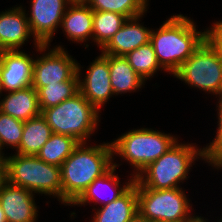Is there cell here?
I'll return each instance as SVG.
<instances>
[{
	"label": "cell",
	"instance_id": "6da1fadb",
	"mask_svg": "<svg viewBox=\"0 0 222 222\" xmlns=\"http://www.w3.org/2000/svg\"><path fill=\"white\" fill-rule=\"evenodd\" d=\"M86 144L79 143L61 165L62 204L65 206H71L96 178L113 166L111 142Z\"/></svg>",
	"mask_w": 222,
	"mask_h": 222
},
{
	"label": "cell",
	"instance_id": "7a4b0ae2",
	"mask_svg": "<svg viewBox=\"0 0 222 222\" xmlns=\"http://www.w3.org/2000/svg\"><path fill=\"white\" fill-rule=\"evenodd\" d=\"M196 27L193 20L177 14L151 31L150 43L165 72L173 75L207 38V29L200 32Z\"/></svg>",
	"mask_w": 222,
	"mask_h": 222
},
{
	"label": "cell",
	"instance_id": "3957f363",
	"mask_svg": "<svg viewBox=\"0 0 222 222\" xmlns=\"http://www.w3.org/2000/svg\"><path fill=\"white\" fill-rule=\"evenodd\" d=\"M178 142L135 177L137 188L155 190L180 188L178 184L187 179L194 161L197 158L205 160L203 148L198 149L192 143Z\"/></svg>",
	"mask_w": 222,
	"mask_h": 222
},
{
	"label": "cell",
	"instance_id": "277c9868",
	"mask_svg": "<svg viewBox=\"0 0 222 222\" xmlns=\"http://www.w3.org/2000/svg\"><path fill=\"white\" fill-rule=\"evenodd\" d=\"M5 180L32 193L58 198L62 203L61 167L48 164L34 155L6 156Z\"/></svg>",
	"mask_w": 222,
	"mask_h": 222
},
{
	"label": "cell",
	"instance_id": "5b68a950",
	"mask_svg": "<svg viewBox=\"0 0 222 222\" xmlns=\"http://www.w3.org/2000/svg\"><path fill=\"white\" fill-rule=\"evenodd\" d=\"M41 115L53 133L71 136L79 143H86L100 121L99 111L80 92L54 107L43 109Z\"/></svg>",
	"mask_w": 222,
	"mask_h": 222
},
{
	"label": "cell",
	"instance_id": "8992f818",
	"mask_svg": "<svg viewBox=\"0 0 222 222\" xmlns=\"http://www.w3.org/2000/svg\"><path fill=\"white\" fill-rule=\"evenodd\" d=\"M178 141V138L148 128L133 129L111 141L112 154H118L133 166L136 177L150 163L161 157ZM136 168V169H135Z\"/></svg>",
	"mask_w": 222,
	"mask_h": 222
},
{
	"label": "cell",
	"instance_id": "52a82bcc",
	"mask_svg": "<svg viewBox=\"0 0 222 222\" xmlns=\"http://www.w3.org/2000/svg\"><path fill=\"white\" fill-rule=\"evenodd\" d=\"M174 77L194 88L222 98V58L206 38L174 73Z\"/></svg>",
	"mask_w": 222,
	"mask_h": 222
},
{
	"label": "cell",
	"instance_id": "ba28073f",
	"mask_svg": "<svg viewBox=\"0 0 222 222\" xmlns=\"http://www.w3.org/2000/svg\"><path fill=\"white\" fill-rule=\"evenodd\" d=\"M184 193L181 187L137 188L138 213L150 222H193L199 216L191 215L192 205Z\"/></svg>",
	"mask_w": 222,
	"mask_h": 222
},
{
	"label": "cell",
	"instance_id": "9c48e42d",
	"mask_svg": "<svg viewBox=\"0 0 222 222\" xmlns=\"http://www.w3.org/2000/svg\"><path fill=\"white\" fill-rule=\"evenodd\" d=\"M49 46L40 44L37 47L40 53L46 49L48 53H43L33 62L31 86L36 91L49 84L70 80L77 73V61L64 50L65 48L59 45L49 50Z\"/></svg>",
	"mask_w": 222,
	"mask_h": 222
},
{
	"label": "cell",
	"instance_id": "30bf717a",
	"mask_svg": "<svg viewBox=\"0 0 222 222\" xmlns=\"http://www.w3.org/2000/svg\"><path fill=\"white\" fill-rule=\"evenodd\" d=\"M70 2L68 0H31L30 15L27 14L35 48L50 45L55 31L61 27L63 16Z\"/></svg>",
	"mask_w": 222,
	"mask_h": 222
},
{
	"label": "cell",
	"instance_id": "8fae6325",
	"mask_svg": "<svg viewBox=\"0 0 222 222\" xmlns=\"http://www.w3.org/2000/svg\"><path fill=\"white\" fill-rule=\"evenodd\" d=\"M84 79H79V92L98 111L114 95L110 82L109 55L102 54L90 64Z\"/></svg>",
	"mask_w": 222,
	"mask_h": 222
},
{
	"label": "cell",
	"instance_id": "7c38bea8",
	"mask_svg": "<svg viewBox=\"0 0 222 222\" xmlns=\"http://www.w3.org/2000/svg\"><path fill=\"white\" fill-rule=\"evenodd\" d=\"M34 195L4 180L0 186V205L7 222H36L38 210Z\"/></svg>",
	"mask_w": 222,
	"mask_h": 222
},
{
	"label": "cell",
	"instance_id": "4fadbf2b",
	"mask_svg": "<svg viewBox=\"0 0 222 222\" xmlns=\"http://www.w3.org/2000/svg\"><path fill=\"white\" fill-rule=\"evenodd\" d=\"M0 82L5 92L31 86L34 59L27 53L14 51L0 52Z\"/></svg>",
	"mask_w": 222,
	"mask_h": 222
},
{
	"label": "cell",
	"instance_id": "5bb4252c",
	"mask_svg": "<svg viewBox=\"0 0 222 222\" xmlns=\"http://www.w3.org/2000/svg\"><path fill=\"white\" fill-rule=\"evenodd\" d=\"M143 15L127 19L122 27L113 35L108 43L101 49L102 54L125 56L130 51L150 42L152 29L139 21Z\"/></svg>",
	"mask_w": 222,
	"mask_h": 222
},
{
	"label": "cell",
	"instance_id": "9a60e30c",
	"mask_svg": "<svg viewBox=\"0 0 222 222\" xmlns=\"http://www.w3.org/2000/svg\"><path fill=\"white\" fill-rule=\"evenodd\" d=\"M22 6L0 13V52L19 50L30 36L33 37Z\"/></svg>",
	"mask_w": 222,
	"mask_h": 222
},
{
	"label": "cell",
	"instance_id": "2e32d148",
	"mask_svg": "<svg viewBox=\"0 0 222 222\" xmlns=\"http://www.w3.org/2000/svg\"><path fill=\"white\" fill-rule=\"evenodd\" d=\"M119 165L114 163L113 159V166L101 177L96 178L86 189L85 191L81 194V196L71 205H80V206H85L86 203L93 202L95 201L94 204L100 203L102 206L107 205L111 203L112 201H115L117 198H119L121 195H123L135 182V177L132 176L130 180H128L126 185H122L119 180L118 175H115L116 168ZM103 188H108V192H113L108 194L109 196H105V190ZM105 192H101L102 190ZM105 196L104 198L102 197ZM107 197V198H106ZM102 202V203H101Z\"/></svg>",
	"mask_w": 222,
	"mask_h": 222
},
{
	"label": "cell",
	"instance_id": "e0dca14e",
	"mask_svg": "<svg viewBox=\"0 0 222 222\" xmlns=\"http://www.w3.org/2000/svg\"><path fill=\"white\" fill-rule=\"evenodd\" d=\"M62 30L72 42L92 39L93 10L86 3H70L62 19Z\"/></svg>",
	"mask_w": 222,
	"mask_h": 222
},
{
	"label": "cell",
	"instance_id": "ac0fdd59",
	"mask_svg": "<svg viewBox=\"0 0 222 222\" xmlns=\"http://www.w3.org/2000/svg\"><path fill=\"white\" fill-rule=\"evenodd\" d=\"M0 111L22 121L40 115L37 91L28 86L8 92L0 101Z\"/></svg>",
	"mask_w": 222,
	"mask_h": 222
},
{
	"label": "cell",
	"instance_id": "d6986e66",
	"mask_svg": "<svg viewBox=\"0 0 222 222\" xmlns=\"http://www.w3.org/2000/svg\"><path fill=\"white\" fill-rule=\"evenodd\" d=\"M138 213L137 184L111 203L98 207L92 222H128Z\"/></svg>",
	"mask_w": 222,
	"mask_h": 222
},
{
	"label": "cell",
	"instance_id": "ffe728a7",
	"mask_svg": "<svg viewBox=\"0 0 222 222\" xmlns=\"http://www.w3.org/2000/svg\"><path fill=\"white\" fill-rule=\"evenodd\" d=\"M110 82L114 95L135 92L145 85L124 56L109 55Z\"/></svg>",
	"mask_w": 222,
	"mask_h": 222
},
{
	"label": "cell",
	"instance_id": "44dd1931",
	"mask_svg": "<svg viewBox=\"0 0 222 222\" xmlns=\"http://www.w3.org/2000/svg\"><path fill=\"white\" fill-rule=\"evenodd\" d=\"M52 134L51 127L41 114L24 121L20 146L15 153L36 156Z\"/></svg>",
	"mask_w": 222,
	"mask_h": 222
},
{
	"label": "cell",
	"instance_id": "7402d4cb",
	"mask_svg": "<svg viewBox=\"0 0 222 222\" xmlns=\"http://www.w3.org/2000/svg\"><path fill=\"white\" fill-rule=\"evenodd\" d=\"M81 66L77 63V73L67 81L57 82L41 87L38 91L39 107L43 109L54 107L79 92Z\"/></svg>",
	"mask_w": 222,
	"mask_h": 222
},
{
	"label": "cell",
	"instance_id": "603a6c76",
	"mask_svg": "<svg viewBox=\"0 0 222 222\" xmlns=\"http://www.w3.org/2000/svg\"><path fill=\"white\" fill-rule=\"evenodd\" d=\"M78 144L71 136L53 133L36 156L48 164L61 167Z\"/></svg>",
	"mask_w": 222,
	"mask_h": 222
},
{
	"label": "cell",
	"instance_id": "cb8c5ba5",
	"mask_svg": "<svg viewBox=\"0 0 222 222\" xmlns=\"http://www.w3.org/2000/svg\"><path fill=\"white\" fill-rule=\"evenodd\" d=\"M126 20L127 18L125 16L116 12L93 11L92 41H94L101 50Z\"/></svg>",
	"mask_w": 222,
	"mask_h": 222
},
{
	"label": "cell",
	"instance_id": "d4e9b609",
	"mask_svg": "<svg viewBox=\"0 0 222 222\" xmlns=\"http://www.w3.org/2000/svg\"><path fill=\"white\" fill-rule=\"evenodd\" d=\"M124 57L135 72L145 81H147L151 76L153 77L154 74L157 73L158 69L164 70L160 66L150 42L130 51Z\"/></svg>",
	"mask_w": 222,
	"mask_h": 222
},
{
	"label": "cell",
	"instance_id": "484cf974",
	"mask_svg": "<svg viewBox=\"0 0 222 222\" xmlns=\"http://www.w3.org/2000/svg\"><path fill=\"white\" fill-rule=\"evenodd\" d=\"M149 0H88L86 4L93 11L116 12L127 19L144 15Z\"/></svg>",
	"mask_w": 222,
	"mask_h": 222
},
{
	"label": "cell",
	"instance_id": "4316f807",
	"mask_svg": "<svg viewBox=\"0 0 222 222\" xmlns=\"http://www.w3.org/2000/svg\"><path fill=\"white\" fill-rule=\"evenodd\" d=\"M24 121L0 111V146L18 149L23 133ZM6 145V146H5Z\"/></svg>",
	"mask_w": 222,
	"mask_h": 222
},
{
	"label": "cell",
	"instance_id": "83f0119b",
	"mask_svg": "<svg viewBox=\"0 0 222 222\" xmlns=\"http://www.w3.org/2000/svg\"><path fill=\"white\" fill-rule=\"evenodd\" d=\"M218 130L215 138L203 148L205 160L209 166L222 169V98L218 99Z\"/></svg>",
	"mask_w": 222,
	"mask_h": 222
},
{
	"label": "cell",
	"instance_id": "f1b7e54d",
	"mask_svg": "<svg viewBox=\"0 0 222 222\" xmlns=\"http://www.w3.org/2000/svg\"><path fill=\"white\" fill-rule=\"evenodd\" d=\"M207 38L216 47L222 58V21L214 22L211 28L207 29Z\"/></svg>",
	"mask_w": 222,
	"mask_h": 222
},
{
	"label": "cell",
	"instance_id": "f546056e",
	"mask_svg": "<svg viewBox=\"0 0 222 222\" xmlns=\"http://www.w3.org/2000/svg\"><path fill=\"white\" fill-rule=\"evenodd\" d=\"M4 161L5 159H0V186L5 180Z\"/></svg>",
	"mask_w": 222,
	"mask_h": 222
},
{
	"label": "cell",
	"instance_id": "4dcf8cb0",
	"mask_svg": "<svg viewBox=\"0 0 222 222\" xmlns=\"http://www.w3.org/2000/svg\"><path fill=\"white\" fill-rule=\"evenodd\" d=\"M128 222H150L145 217L141 216L139 213H137L133 218H131Z\"/></svg>",
	"mask_w": 222,
	"mask_h": 222
},
{
	"label": "cell",
	"instance_id": "1f68e13d",
	"mask_svg": "<svg viewBox=\"0 0 222 222\" xmlns=\"http://www.w3.org/2000/svg\"><path fill=\"white\" fill-rule=\"evenodd\" d=\"M0 222H7L5 213L3 212L1 205H0Z\"/></svg>",
	"mask_w": 222,
	"mask_h": 222
},
{
	"label": "cell",
	"instance_id": "d6a6232c",
	"mask_svg": "<svg viewBox=\"0 0 222 222\" xmlns=\"http://www.w3.org/2000/svg\"><path fill=\"white\" fill-rule=\"evenodd\" d=\"M193 222H207L203 217L199 216L195 221ZM218 222H222V218L221 220H219Z\"/></svg>",
	"mask_w": 222,
	"mask_h": 222
},
{
	"label": "cell",
	"instance_id": "836d02e7",
	"mask_svg": "<svg viewBox=\"0 0 222 222\" xmlns=\"http://www.w3.org/2000/svg\"><path fill=\"white\" fill-rule=\"evenodd\" d=\"M70 3H86L88 0H68Z\"/></svg>",
	"mask_w": 222,
	"mask_h": 222
},
{
	"label": "cell",
	"instance_id": "e575fe53",
	"mask_svg": "<svg viewBox=\"0 0 222 222\" xmlns=\"http://www.w3.org/2000/svg\"><path fill=\"white\" fill-rule=\"evenodd\" d=\"M2 150H3V148H1V146H0V159H5L6 156H4V153Z\"/></svg>",
	"mask_w": 222,
	"mask_h": 222
},
{
	"label": "cell",
	"instance_id": "d590c367",
	"mask_svg": "<svg viewBox=\"0 0 222 222\" xmlns=\"http://www.w3.org/2000/svg\"><path fill=\"white\" fill-rule=\"evenodd\" d=\"M0 67H1V59H0ZM2 94V89H1V82H0V96Z\"/></svg>",
	"mask_w": 222,
	"mask_h": 222
}]
</instances>
